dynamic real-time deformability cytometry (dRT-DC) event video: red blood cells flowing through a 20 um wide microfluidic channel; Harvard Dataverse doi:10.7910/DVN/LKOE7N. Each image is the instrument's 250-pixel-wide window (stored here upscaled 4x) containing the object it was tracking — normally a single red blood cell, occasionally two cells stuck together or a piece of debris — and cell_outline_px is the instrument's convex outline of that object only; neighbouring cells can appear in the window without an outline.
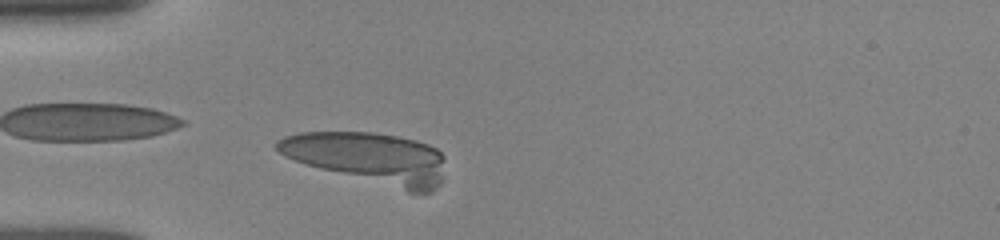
{"species": "human", "species_latin": "Homo sapiens", "temperature_condition": "room temperature", "stored_images_in_passage": 43, "camera_frame_rate_fps": 3000, "um_per_image_px": 0.085, "donor": {"sex": "female"}, "frame": {"image": 1, "passage_image": 4, "time_ms": 1.333, "image_size_px": [1000, 240], "cell_outline_px": [[444, 180], [432, 192], [408, 192], [304, 164], [284, 156], [276, 148], [276, 140], [284, 136], [300, 132], [372, 132], [396, 136], [416, 140], [428, 144], [436, 148], [444, 156]], "centroid_in_image_um": [31.38, 13.42], "position_along_channel_um": 53.6, "area_um2": 50.23}}